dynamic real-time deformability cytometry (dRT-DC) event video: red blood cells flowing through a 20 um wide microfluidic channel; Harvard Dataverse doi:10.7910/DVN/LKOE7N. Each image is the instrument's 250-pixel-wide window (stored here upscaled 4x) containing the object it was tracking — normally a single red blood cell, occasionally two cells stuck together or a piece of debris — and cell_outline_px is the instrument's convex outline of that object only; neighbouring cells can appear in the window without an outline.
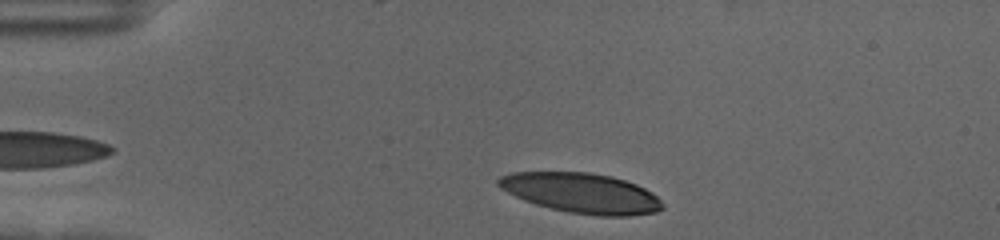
{"species": "human", "species_latin": "Homo sapiens", "temperature_condition": "cold", "stored_images_in_passage": 37, "camera_frame_rate_fps": 3000, "um_per_image_px": 0.085, "donor": {"sex": "female"}, "frame": {"image": 1, "passage_image": 2, "time_ms": 0.333, "image_size_px": [1000, 240], "cell_outline_px": [[664, 208], [656, 212], [628, 216], [596, 216], [568, 212], [536, 204], [524, 200], [500, 188], [496, 184], [496, 180], [500, 176], [512, 172], [588, 172], [612, 176], [636, 184], [652, 192], [664, 204]], "centroid_in_image_um": [49.43, 16.41], "position_along_channel_um": 35.6, "area_um2": 38.32}}
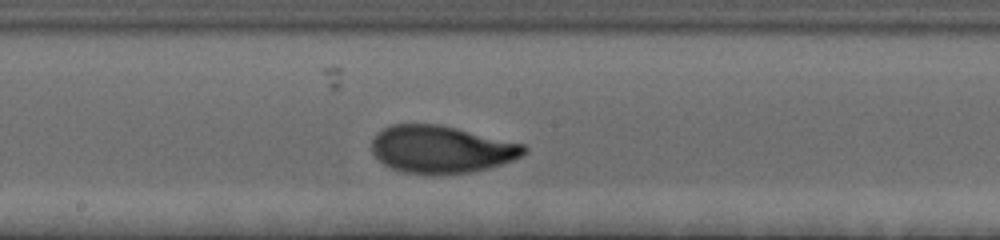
{"frame": {"image": 2, "passage_image": 21, "time_ms": 6.667, "image_size_px": [1000, 240], "cell_outline_px": [[528, 152], [512, 160], [488, 168], [468, 172], [432, 176], [400, 172], [388, 168], [372, 152], [372, 140], [384, 128], [392, 124], [440, 124], [524, 144], [528, 148]], "centroid_in_image_um": [37.5, 12.71], "position_along_channel_um": 210.7, "area_um2": 42.31}}
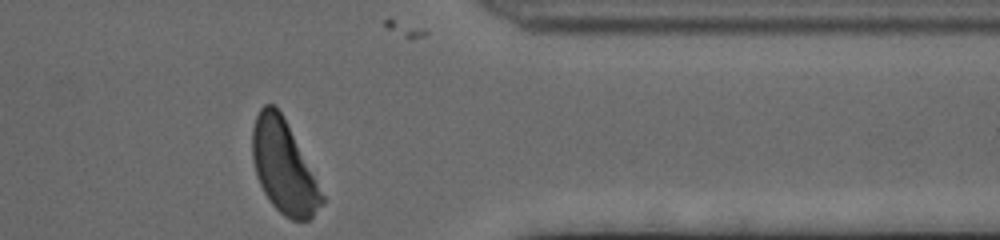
{"frame": {"image": 3, "passage_image": 37, "time_ms": 12.0, "image_size_px": [1000, 240], "cell_outline_px": [[324, 204], [308, 220], [292, 220], [284, 216], [268, 200], [256, 176], [252, 160], [252, 128], [256, 116], [260, 108], [264, 104], [276, 104], [324, 196]], "centroid_in_image_um": [24.07, 14.2], "position_along_channel_um": 387.3, "area_um2": 36.88}, "authors_computed_cell_mechanics": {"area_um2": 40.8646, "velocity_mm_per_s": 3.5294, "shape_relaxation_time_tau1_ms": 3.0219, "shape_relaxation_time_tau2_ms": 1.0637, "deformation_change_tau1": 0.1822, "deformation_change_tau2": 0.0584}}